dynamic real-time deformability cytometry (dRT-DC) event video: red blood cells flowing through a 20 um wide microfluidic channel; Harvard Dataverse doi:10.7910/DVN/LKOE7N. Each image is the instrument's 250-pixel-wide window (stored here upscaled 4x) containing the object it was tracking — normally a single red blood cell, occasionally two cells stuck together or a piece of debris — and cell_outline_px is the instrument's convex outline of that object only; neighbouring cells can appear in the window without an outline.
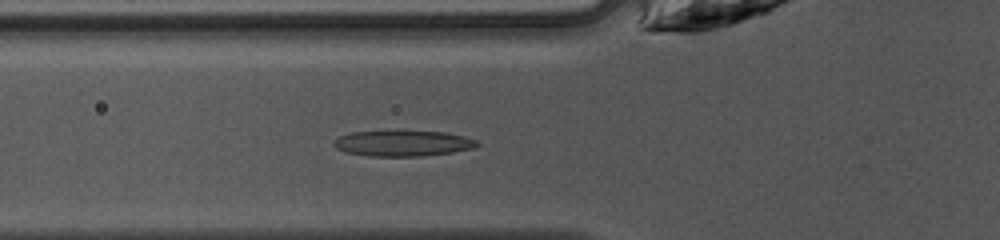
{"species": "common noctule bat (a hibernating species)", "species_latin": "Nyctalus noctula", "temperature_condition": "warm", "stored_images_in_passage": 34, "camera_frame_rate_fps": 3000, "um_per_image_px": 0.085, "animal": {"sex": "female", "body_mass_g": 10.0, "forearm_length_mm": 53.1}, "frame": {"image": 1, "passage_image": 4, "time_ms": 1.0, "image_size_px": [1000, 240], "cell_outline_px": [[480, 144], [472, 148], [452, 152], [420, 156], [372, 156], [344, 152], [336, 148], [332, 144], [332, 140], [340, 136], [352, 132], [444, 132], [464, 136], [476, 140]], "centroid_in_image_um": [34.21, 12.19], "position_along_channel_um": 91.6, "area_um2": 21.1}}
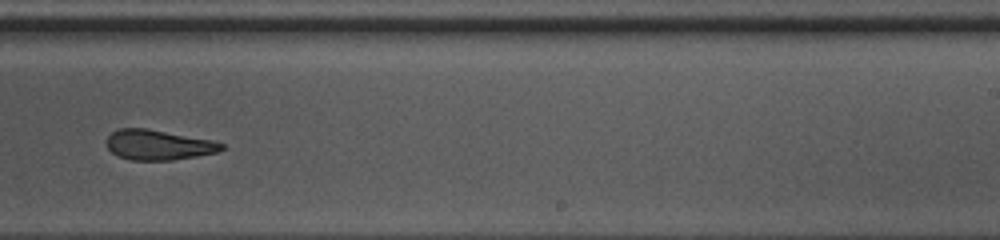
{"frame": {"image": 2, "passage_image": 17, "time_ms": 5.333, "image_size_px": [1000, 240], "cell_outline_px": [[224, 148], [216, 152], [196, 156], [172, 160], [132, 160], [116, 156], [108, 148], [108, 136], [112, 132], [120, 128], [144, 128], [208, 140], [224, 144]], "centroid_in_image_um": [13.41, 12.33], "position_along_channel_um": 275.6, "area_um2": 19.65}}
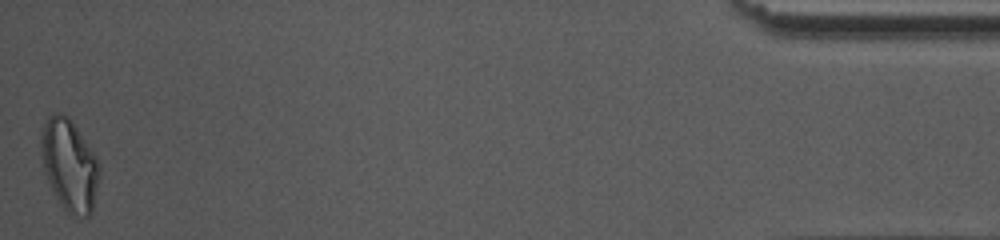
{"frame": {"image": 3, "passage_image": 34, "time_ms": 11.0, "image_size_px": [1000, 240], "cell_outline_px": [[100, 176], [92, 212], [88, 216], [80, 220], [76, 220], [64, 212], [48, 180], [40, 156], [40, 140], [44, 124], [48, 116], [52, 112], [60, 112], [68, 116], [96, 156], [100, 164]], "centroid_in_image_um": [5.91, 14.09], "position_along_channel_um": 429.3, "area_um2": 31.67}, "authors_computed_cell_mechanics": {"area_um2": 21.6172, "velocity_mm_per_s": 4.227, "shape_relaxation_time_tau1_ms": 7.8463, "shape_relaxation_time_tau2_ms": 0.5057, "deformation_change_tau1": 0.2478, "deformation_change_tau2": 0.0911}}